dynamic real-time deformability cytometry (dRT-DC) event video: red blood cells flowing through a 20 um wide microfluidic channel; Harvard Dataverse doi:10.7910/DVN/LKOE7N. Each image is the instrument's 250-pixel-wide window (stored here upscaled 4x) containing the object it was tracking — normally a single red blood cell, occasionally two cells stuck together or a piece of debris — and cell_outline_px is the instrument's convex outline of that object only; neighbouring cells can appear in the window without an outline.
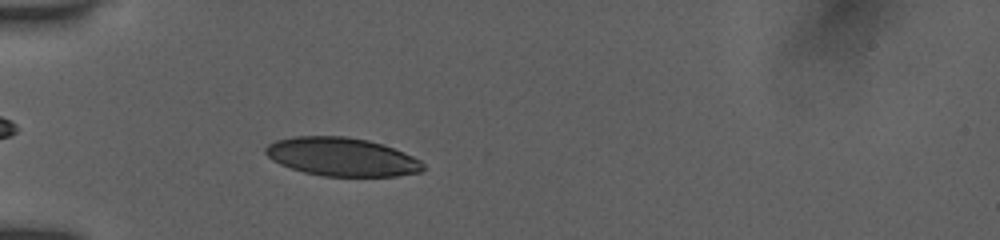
{"species": "human", "species_latin": "Homo sapiens", "temperature_condition": "room temperature", "stored_images_in_passage": 21, "camera_frame_rate_fps": 3000, "um_per_image_px": 0.085, "donor": {"sex": "female"}, "frame": {"image": 1, "passage_image": 7, "time_ms": 2.0, "image_size_px": [1000, 240], "cell_outline_px": [[424, 168], [420, 172], [396, 176], [324, 176], [304, 172], [280, 164], [272, 160], [264, 152], [264, 148], [268, 144], [276, 140], [296, 136], [344, 136], [368, 140], [404, 152], [420, 160], [424, 164]], "centroid_in_image_um": [29.03, 13.33], "position_along_channel_um": 56.0, "area_um2": 35.14}}
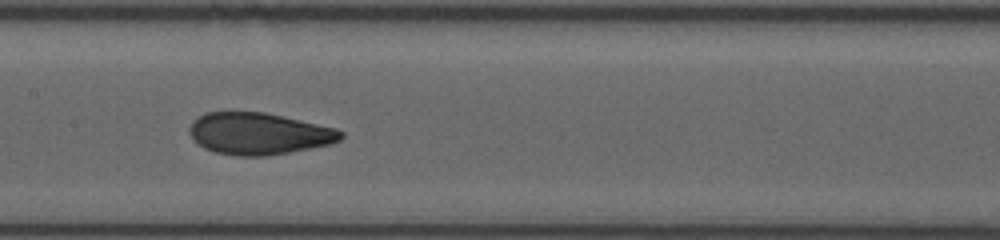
{"frame": {"image": 2, "passage_image": 15, "time_ms": 4.667, "image_size_px": [1000, 240], "cell_outline_px": [[344, 136], [340, 140], [332, 144], [288, 152], [264, 156], [236, 156], [216, 152], [204, 148], [188, 132], [188, 128], [192, 120], [208, 112], [264, 112], [336, 128], [344, 132]], "centroid_in_image_um": [22.01, 11.36], "position_along_channel_um": 185.4, "area_um2": 36.7}}
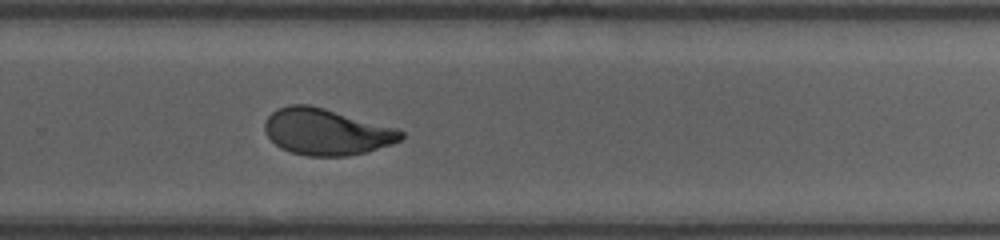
{"frame": {"image": 3, "passage_image": 21, "time_ms": 6.667, "image_size_px": [1000, 240], "cell_outline_px": [[404, 136], [400, 140], [392, 144], [364, 152], [348, 156], [308, 156], [292, 152], [280, 148], [264, 132], [264, 120], [272, 112], [288, 104], [308, 104], [324, 108], [400, 128], [404, 132]], "centroid_in_image_um": [27.76, 11.19], "position_along_channel_um": 302.0, "area_um2": 36.99}}